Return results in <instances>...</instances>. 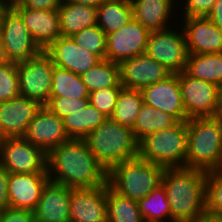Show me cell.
Returning a JSON list of instances; mask_svg holds the SVG:
<instances>
[{
  "label": "cell",
  "mask_w": 222,
  "mask_h": 222,
  "mask_svg": "<svg viewBox=\"0 0 222 222\" xmlns=\"http://www.w3.org/2000/svg\"><path fill=\"white\" fill-rule=\"evenodd\" d=\"M47 173L53 183L72 189L107 184V170L97 161L84 139H70L47 153Z\"/></svg>",
  "instance_id": "6da1fadb"
},
{
  "label": "cell",
  "mask_w": 222,
  "mask_h": 222,
  "mask_svg": "<svg viewBox=\"0 0 222 222\" xmlns=\"http://www.w3.org/2000/svg\"><path fill=\"white\" fill-rule=\"evenodd\" d=\"M206 177L201 169L165 168L162 186L171 208L170 222H195L206 213Z\"/></svg>",
  "instance_id": "7a4b0ae2"
},
{
  "label": "cell",
  "mask_w": 222,
  "mask_h": 222,
  "mask_svg": "<svg viewBox=\"0 0 222 222\" xmlns=\"http://www.w3.org/2000/svg\"><path fill=\"white\" fill-rule=\"evenodd\" d=\"M84 140L97 161L107 170L138 157V141L131 128L107 118Z\"/></svg>",
  "instance_id": "3957f363"
},
{
  "label": "cell",
  "mask_w": 222,
  "mask_h": 222,
  "mask_svg": "<svg viewBox=\"0 0 222 222\" xmlns=\"http://www.w3.org/2000/svg\"><path fill=\"white\" fill-rule=\"evenodd\" d=\"M186 167L222 169V125L213 117L187 120Z\"/></svg>",
  "instance_id": "277c9868"
},
{
  "label": "cell",
  "mask_w": 222,
  "mask_h": 222,
  "mask_svg": "<svg viewBox=\"0 0 222 222\" xmlns=\"http://www.w3.org/2000/svg\"><path fill=\"white\" fill-rule=\"evenodd\" d=\"M164 171L163 166L137 157L114 165L107 183L116 193L138 202L162 185Z\"/></svg>",
  "instance_id": "5b68a950"
},
{
  "label": "cell",
  "mask_w": 222,
  "mask_h": 222,
  "mask_svg": "<svg viewBox=\"0 0 222 222\" xmlns=\"http://www.w3.org/2000/svg\"><path fill=\"white\" fill-rule=\"evenodd\" d=\"M187 121L148 134L138 142V157L164 168L186 167Z\"/></svg>",
  "instance_id": "8992f818"
},
{
  "label": "cell",
  "mask_w": 222,
  "mask_h": 222,
  "mask_svg": "<svg viewBox=\"0 0 222 222\" xmlns=\"http://www.w3.org/2000/svg\"><path fill=\"white\" fill-rule=\"evenodd\" d=\"M0 37L9 62L20 63L42 51L21 16L8 3L0 12Z\"/></svg>",
  "instance_id": "52a82bcc"
},
{
  "label": "cell",
  "mask_w": 222,
  "mask_h": 222,
  "mask_svg": "<svg viewBox=\"0 0 222 222\" xmlns=\"http://www.w3.org/2000/svg\"><path fill=\"white\" fill-rule=\"evenodd\" d=\"M54 64L42 50L36 56L17 63L20 96L45 106L50 100Z\"/></svg>",
  "instance_id": "ba28073f"
},
{
  "label": "cell",
  "mask_w": 222,
  "mask_h": 222,
  "mask_svg": "<svg viewBox=\"0 0 222 222\" xmlns=\"http://www.w3.org/2000/svg\"><path fill=\"white\" fill-rule=\"evenodd\" d=\"M47 154L23 137L0 139V164L9 173H47Z\"/></svg>",
  "instance_id": "9c48e42d"
},
{
  "label": "cell",
  "mask_w": 222,
  "mask_h": 222,
  "mask_svg": "<svg viewBox=\"0 0 222 222\" xmlns=\"http://www.w3.org/2000/svg\"><path fill=\"white\" fill-rule=\"evenodd\" d=\"M168 28L150 32L146 54L165 66L171 73L185 71L188 50L184 31Z\"/></svg>",
  "instance_id": "30bf717a"
},
{
  "label": "cell",
  "mask_w": 222,
  "mask_h": 222,
  "mask_svg": "<svg viewBox=\"0 0 222 222\" xmlns=\"http://www.w3.org/2000/svg\"><path fill=\"white\" fill-rule=\"evenodd\" d=\"M179 84L187 120L213 117L216 111L217 85L193 78L185 71L179 73Z\"/></svg>",
  "instance_id": "8fae6325"
},
{
  "label": "cell",
  "mask_w": 222,
  "mask_h": 222,
  "mask_svg": "<svg viewBox=\"0 0 222 222\" xmlns=\"http://www.w3.org/2000/svg\"><path fill=\"white\" fill-rule=\"evenodd\" d=\"M150 31L134 18L118 31L107 35L106 59L120 64L122 61L144 54Z\"/></svg>",
  "instance_id": "7c38bea8"
},
{
  "label": "cell",
  "mask_w": 222,
  "mask_h": 222,
  "mask_svg": "<svg viewBox=\"0 0 222 222\" xmlns=\"http://www.w3.org/2000/svg\"><path fill=\"white\" fill-rule=\"evenodd\" d=\"M23 138L34 146L41 148L46 154L61 143L70 140L63 119L41 106L30 122Z\"/></svg>",
  "instance_id": "4fadbf2b"
},
{
  "label": "cell",
  "mask_w": 222,
  "mask_h": 222,
  "mask_svg": "<svg viewBox=\"0 0 222 222\" xmlns=\"http://www.w3.org/2000/svg\"><path fill=\"white\" fill-rule=\"evenodd\" d=\"M143 103L174 116L178 121H187L179 84V73L146 86L141 90Z\"/></svg>",
  "instance_id": "5bb4252c"
},
{
  "label": "cell",
  "mask_w": 222,
  "mask_h": 222,
  "mask_svg": "<svg viewBox=\"0 0 222 222\" xmlns=\"http://www.w3.org/2000/svg\"><path fill=\"white\" fill-rule=\"evenodd\" d=\"M120 84L125 88L138 89L166 79L172 73L146 53L122 61Z\"/></svg>",
  "instance_id": "9a60e30c"
},
{
  "label": "cell",
  "mask_w": 222,
  "mask_h": 222,
  "mask_svg": "<svg viewBox=\"0 0 222 222\" xmlns=\"http://www.w3.org/2000/svg\"><path fill=\"white\" fill-rule=\"evenodd\" d=\"M70 222H107V184L71 188Z\"/></svg>",
  "instance_id": "2e32d148"
},
{
  "label": "cell",
  "mask_w": 222,
  "mask_h": 222,
  "mask_svg": "<svg viewBox=\"0 0 222 222\" xmlns=\"http://www.w3.org/2000/svg\"><path fill=\"white\" fill-rule=\"evenodd\" d=\"M41 105L19 96L0 102V139L23 137Z\"/></svg>",
  "instance_id": "e0dca14e"
},
{
  "label": "cell",
  "mask_w": 222,
  "mask_h": 222,
  "mask_svg": "<svg viewBox=\"0 0 222 222\" xmlns=\"http://www.w3.org/2000/svg\"><path fill=\"white\" fill-rule=\"evenodd\" d=\"M183 31L189 54L222 53V30L208 17H184Z\"/></svg>",
  "instance_id": "ac0fdd59"
},
{
  "label": "cell",
  "mask_w": 222,
  "mask_h": 222,
  "mask_svg": "<svg viewBox=\"0 0 222 222\" xmlns=\"http://www.w3.org/2000/svg\"><path fill=\"white\" fill-rule=\"evenodd\" d=\"M54 66L81 75L101 59L79 47L71 37H59L44 50Z\"/></svg>",
  "instance_id": "d6986e66"
},
{
  "label": "cell",
  "mask_w": 222,
  "mask_h": 222,
  "mask_svg": "<svg viewBox=\"0 0 222 222\" xmlns=\"http://www.w3.org/2000/svg\"><path fill=\"white\" fill-rule=\"evenodd\" d=\"M49 181L48 173H10L7 186L10 208L33 211Z\"/></svg>",
  "instance_id": "ffe728a7"
},
{
  "label": "cell",
  "mask_w": 222,
  "mask_h": 222,
  "mask_svg": "<svg viewBox=\"0 0 222 222\" xmlns=\"http://www.w3.org/2000/svg\"><path fill=\"white\" fill-rule=\"evenodd\" d=\"M71 188L49 181L33 210L35 222H70Z\"/></svg>",
  "instance_id": "44dd1931"
},
{
  "label": "cell",
  "mask_w": 222,
  "mask_h": 222,
  "mask_svg": "<svg viewBox=\"0 0 222 222\" xmlns=\"http://www.w3.org/2000/svg\"><path fill=\"white\" fill-rule=\"evenodd\" d=\"M42 50L61 37L58 11L12 7Z\"/></svg>",
  "instance_id": "7402d4cb"
},
{
  "label": "cell",
  "mask_w": 222,
  "mask_h": 222,
  "mask_svg": "<svg viewBox=\"0 0 222 222\" xmlns=\"http://www.w3.org/2000/svg\"><path fill=\"white\" fill-rule=\"evenodd\" d=\"M174 0H133L131 2L133 18L147 30L161 31L170 28L167 24Z\"/></svg>",
  "instance_id": "603a6c76"
},
{
  "label": "cell",
  "mask_w": 222,
  "mask_h": 222,
  "mask_svg": "<svg viewBox=\"0 0 222 222\" xmlns=\"http://www.w3.org/2000/svg\"><path fill=\"white\" fill-rule=\"evenodd\" d=\"M60 33L71 37L84 28L97 25V8L62 0L58 9Z\"/></svg>",
  "instance_id": "cb8c5ba5"
},
{
  "label": "cell",
  "mask_w": 222,
  "mask_h": 222,
  "mask_svg": "<svg viewBox=\"0 0 222 222\" xmlns=\"http://www.w3.org/2000/svg\"><path fill=\"white\" fill-rule=\"evenodd\" d=\"M133 19L131 2L105 0L97 8V25L107 35L118 31Z\"/></svg>",
  "instance_id": "d4e9b609"
},
{
  "label": "cell",
  "mask_w": 222,
  "mask_h": 222,
  "mask_svg": "<svg viewBox=\"0 0 222 222\" xmlns=\"http://www.w3.org/2000/svg\"><path fill=\"white\" fill-rule=\"evenodd\" d=\"M185 72L193 78L222 86V53L189 54Z\"/></svg>",
  "instance_id": "484cf974"
},
{
  "label": "cell",
  "mask_w": 222,
  "mask_h": 222,
  "mask_svg": "<svg viewBox=\"0 0 222 222\" xmlns=\"http://www.w3.org/2000/svg\"><path fill=\"white\" fill-rule=\"evenodd\" d=\"M178 120L161 110L143 103L132 127L133 134L139 142L148 134L174 126Z\"/></svg>",
  "instance_id": "4316f807"
},
{
  "label": "cell",
  "mask_w": 222,
  "mask_h": 222,
  "mask_svg": "<svg viewBox=\"0 0 222 222\" xmlns=\"http://www.w3.org/2000/svg\"><path fill=\"white\" fill-rule=\"evenodd\" d=\"M107 117L90 103L73 114L63 118L64 128L70 139H84L100 126Z\"/></svg>",
  "instance_id": "83f0119b"
},
{
  "label": "cell",
  "mask_w": 222,
  "mask_h": 222,
  "mask_svg": "<svg viewBox=\"0 0 222 222\" xmlns=\"http://www.w3.org/2000/svg\"><path fill=\"white\" fill-rule=\"evenodd\" d=\"M80 76L89 93L105 88L123 87L120 84L119 64L107 59H102Z\"/></svg>",
  "instance_id": "f1b7e54d"
},
{
  "label": "cell",
  "mask_w": 222,
  "mask_h": 222,
  "mask_svg": "<svg viewBox=\"0 0 222 222\" xmlns=\"http://www.w3.org/2000/svg\"><path fill=\"white\" fill-rule=\"evenodd\" d=\"M50 97L89 98V92L80 75L54 66Z\"/></svg>",
  "instance_id": "f546056e"
},
{
  "label": "cell",
  "mask_w": 222,
  "mask_h": 222,
  "mask_svg": "<svg viewBox=\"0 0 222 222\" xmlns=\"http://www.w3.org/2000/svg\"><path fill=\"white\" fill-rule=\"evenodd\" d=\"M107 221L144 222L137 201L116 193L107 183Z\"/></svg>",
  "instance_id": "4dcf8cb0"
},
{
  "label": "cell",
  "mask_w": 222,
  "mask_h": 222,
  "mask_svg": "<svg viewBox=\"0 0 222 222\" xmlns=\"http://www.w3.org/2000/svg\"><path fill=\"white\" fill-rule=\"evenodd\" d=\"M142 104L143 97L140 90L122 87L110 118L132 129Z\"/></svg>",
  "instance_id": "1f68e13d"
},
{
  "label": "cell",
  "mask_w": 222,
  "mask_h": 222,
  "mask_svg": "<svg viewBox=\"0 0 222 222\" xmlns=\"http://www.w3.org/2000/svg\"><path fill=\"white\" fill-rule=\"evenodd\" d=\"M138 204L144 222H166V218L168 222L171 220L170 204L162 185L140 199Z\"/></svg>",
  "instance_id": "d6a6232c"
},
{
  "label": "cell",
  "mask_w": 222,
  "mask_h": 222,
  "mask_svg": "<svg viewBox=\"0 0 222 222\" xmlns=\"http://www.w3.org/2000/svg\"><path fill=\"white\" fill-rule=\"evenodd\" d=\"M74 42L84 50L106 59L107 36L98 25H93L71 36Z\"/></svg>",
  "instance_id": "836d02e7"
},
{
  "label": "cell",
  "mask_w": 222,
  "mask_h": 222,
  "mask_svg": "<svg viewBox=\"0 0 222 222\" xmlns=\"http://www.w3.org/2000/svg\"><path fill=\"white\" fill-rule=\"evenodd\" d=\"M206 213L222 217V169L207 172Z\"/></svg>",
  "instance_id": "e575fe53"
},
{
  "label": "cell",
  "mask_w": 222,
  "mask_h": 222,
  "mask_svg": "<svg viewBox=\"0 0 222 222\" xmlns=\"http://www.w3.org/2000/svg\"><path fill=\"white\" fill-rule=\"evenodd\" d=\"M20 96L17 63L8 62L0 66V102Z\"/></svg>",
  "instance_id": "d590c367"
},
{
  "label": "cell",
  "mask_w": 222,
  "mask_h": 222,
  "mask_svg": "<svg viewBox=\"0 0 222 222\" xmlns=\"http://www.w3.org/2000/svg\"><path fill=\"white\" fill-rule=\"evenodd\" d=\"M121 88H105L89 93V103L107 118L113 114Z\"/></svg>",
  "instance_id": "8d00e7d4"
},
{
  "label": "cell",
  "mask_w": 222,
  "mask_h": 222,
  "mask_svg": "<svg viewBox=\"0 0 222 222\" xmlns=\"http://www.w3.org/2000/svg\"><path fill=\"white\" fill-rule=\"evenodd\" d=\"M89 104V98H65V97H50V100L45 105L51 112L64 118L78 110H82Z\"/></svg>",
  "instance_id": "74e56055"
},
{
  "label": "cell",
  "mask_w": 222,
  "mask_h": 222,
  "mask_svg": "<svg viewBox=\"0 0 222 222\" xmlns=\"http://www.w3.org/2000/svg\"><path fill=\"white\" fill-rule=\"evenodd\" d=\"M217 0H186L184 17H207Z\"/></svg>",
  "instance_id": "f35d334b"
},
{
  "label": "cell",
  "mask_w": 222,
  "mask_h": 222,
  "mask_svg": "<svg viewBox=\"0 0 222 222\" xmlns=\"http://www.w3.org/2000/svg\"><path fill=\"white\" fill-rule=\"evenodd\" d=\"M62 0H7L11 7L58 11Z\"/></svg>",
  "instance_id": "ab89813d"
},
{
  "label": "cell",
  "mask_w": 222,
  "mask_h": 222,
  "mask_svg": "<svg viewBox=\"0 0 222 222\" xmlns=\"http://www.w3.org/2000/svg\"><path fill=\"white\" fill-rule=\"evenodd\" d=\"M0 222H35L33 211L7 208L0 212Z\"/></svg>",
  "instance_id": "60d3db41"
},
{
  "label": "cell",
  "mask_w": 222,
  "mask_h": 222,
  "mask_svg": "<svg viewBox=\"0 0 222 222\" xmlns=\"http://www.w3.org/2000/svg\"><path fill=\"white\" fill-rule=\"evenodd\" d=\"M8 170L0 164V212L9 208L8 198Z\"/></svg>",
  "instance_id": "b9f144b4"
},
{
  "label": "cell",
  "mask_w": 222,
  "mask_h": 222,
  "mask_svg": "<svg viewBox=\"0 0 222 222\" xmlns=\"http://www.w3.org/2000/svg\"><path fill=\"white\" fill-rule=\"evenodd\" d=\"M220 30H222V0H217L210 14L207 16Z\"/></svg>",
  "instance_id": "7bdbcfd3"
},
{
  "label": "cell",
  "mask_w": 222,
  "mask_h": 222,
  "mask_svg": "<svg viewBox=\"0 0 222 222\" xmlns=\"http://www.w3.org/2000/svg\"><path fill=\"white\" fill-rule=\"evenodd\" d=\"M213 118H215L222 125V86L218 87L216 111L213 115Z\"/></svg>",
  "instance_id": "ee69618b"
},
{
  "label": "cell",
  "mask_w": 222,
  "mask_h": 222,
  "mask_svg": "<svg viewBox=\"0 0 222 222\" xmlns=\"http://www.w3.org/2000/svg\"><path fill=\"white\" fill-rule=\"evenodd\" d=\"M65 1L98 8L105 0H65Z\"/></svg>",
  "instance_id": "f6af8a7d"
},
{
  "label": "cell",
  "mask_w": 222,
  "mask_h": 222,
  "mask_svg": "<svg viewBox=\"0 0 222 222\" xmlns=\"http://www.w3.org/2000/svg\"><path fill=\"white\" fill-rule=\"evenodd\" d=\"M195 222H222V217H217L208 213H204Z\"/></svg>",
  "instance_id": "bcb514c9"
},
{
  "label": "cell",
  "mask_w": 222,
  "mask_h": 222,
  "mask_svg": "<svg viewBox=\"0 0 222 222\" xmlns=\"http://www.w3.org/2000/svg\"><path fill=\"white\" fill-rule=\"evenodd\" d=\"M9 60L7 59L5 48L2 43L1 37H0V66L8 63Z\"/></svg>",
  "instance_id": "7dc6e473"
},
{
  "label": "cell",
  "mask_w": 222,
  "mask_h": 222,
  "mask_svg": "<svg viewBox=\"0 0 222 222\" xmlns=\"http://www.w3.org/2000/svg\"><path fill=\"white\" fill-rule=\"evenodd\" d=\"M7 4V0H0V12L1 9Z\"/></svg>",
  "instance_id": "c3c4849f"
}]
</instances>
